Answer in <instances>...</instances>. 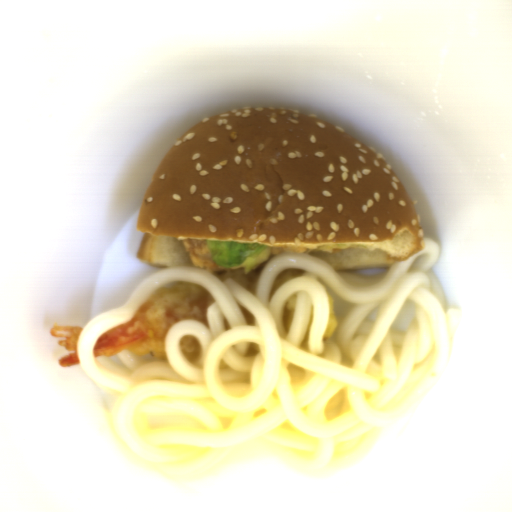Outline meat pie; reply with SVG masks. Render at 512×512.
<instances>
[{
	"mask_svg": "<svg viewBox=\"0 0 512 512\" xmlns=\"http://www.w3.org/2000/svg\"><path fill=\"white\" fill-rule=\"evenodd\" d=\"M206 241L208 239H181L180 243L193 266L209 271L211 273L236 272L237 270L228 267L216 265L210 256V251Z\"/></svg>",
	"mask_w": 512,
	"mask_h": 512,
	"instance_id": "meat-pie-1",
	"label": "meat pie"
},
{
	"mask_svg": "<svg viewBox=\"0 0 512 512\" xmlns=\"http://www.w3.org/2000/svg\"><path fill=\"white\" fill-rule=\"evenodd\" d=\"M309 249L304 247H272L270 246V254L268 259L263 262L256 270L260 269L262 270L264 265L267 261L274 258L277 255L284 254V253H301V254H308Z\"/></svg>",
	"mask_w": 512,
	"mask_h": 512,
	"instance_id": "meat-pie-2",
	"label": "meat pie"
}]
</instances>
